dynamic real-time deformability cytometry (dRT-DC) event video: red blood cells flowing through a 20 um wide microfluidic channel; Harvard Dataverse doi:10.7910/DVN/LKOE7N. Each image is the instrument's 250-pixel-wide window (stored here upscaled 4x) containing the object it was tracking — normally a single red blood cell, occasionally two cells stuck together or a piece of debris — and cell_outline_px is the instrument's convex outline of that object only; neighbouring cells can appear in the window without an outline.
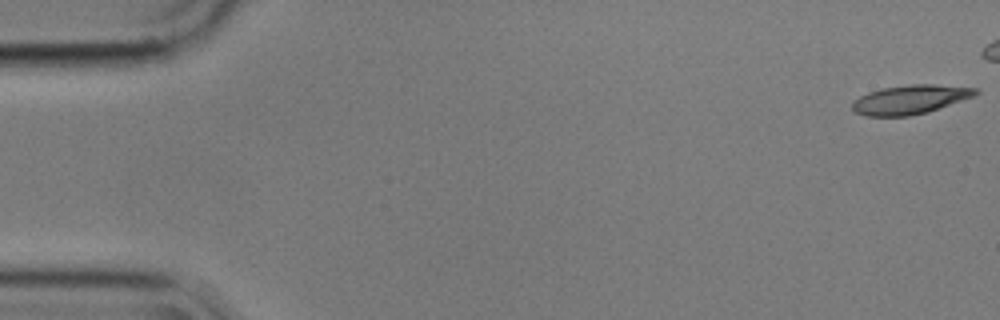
{"species": "common noctule bat (a hibernating species)", "species_latin": "Nyctalus noctula", "temperature_condition": "cold", "stored_images_in_passage": 4, "camera_frame_rate_fps": 3000, "um_per_image_px": 0.085, "animal": {"sex": "male", "body_mass_g": 17.9}, "frame": {"image": 1, "passage_image": 1, "time_ms": 0.0, "image_size_px": [1000, 320], "cell_outline_px": [[980, 92], [972, 96], [928, 112], [908, 116], [864, 116], [856, 112], [852, 108], [852, 100], [868, 92], [884, 88], [908, 84], [932, 84], [980, 88]], "centroid_in_image_um": [77.34, 8.45], "position_along_channel_um": 7.7, "area_um2": 20.81}}